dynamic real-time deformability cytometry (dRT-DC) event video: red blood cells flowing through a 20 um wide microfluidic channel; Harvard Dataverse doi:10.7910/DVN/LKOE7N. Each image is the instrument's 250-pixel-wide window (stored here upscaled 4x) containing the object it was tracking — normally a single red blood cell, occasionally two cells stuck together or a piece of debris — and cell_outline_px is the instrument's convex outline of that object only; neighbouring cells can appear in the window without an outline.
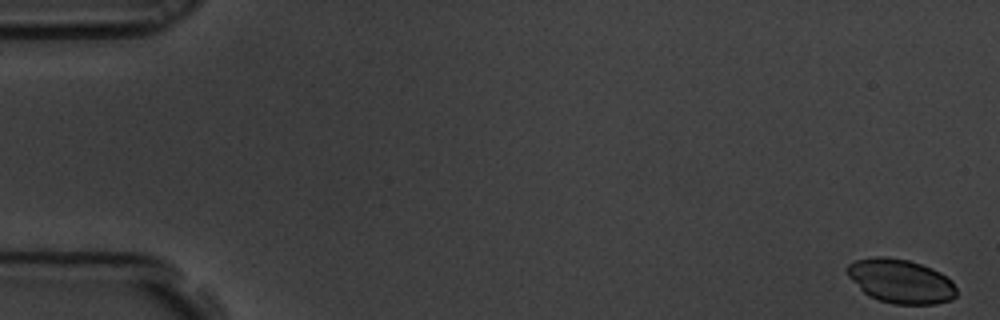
{"species": "common noctule bat (a hibernating species)", "species_latin": "Nyctalus noctula", "temperature_condition": "room temperature", "stored_images_in_passage": 6, "segment_of_instrument_passage": [1, 2], "camera_frame_rate_fps": 3000, "um_per_image_px": 0.085, "animal": {"sex": "male", "body_mass_g": 19.5, "forearm_length_mm": 54.6}, "frame": {"image": 1, "passage_image": 1, "time_ms": 0.0, "image_size_px": [1000, 320], "cell_outline_px": [[956, 296], [952, 300], [936, 304], [892, 304], [868, 296], [848, 276], [844, 268], [848, 264], [856, 260], [876, 256], [884, 256], [908, 260], [932, 268], [940, 272], [952, 280], [956, 288]], "centroid_in_image_um": [76.56, 23.9], "position_along_channel_um": 8.4, "area_um2": 28.21}}